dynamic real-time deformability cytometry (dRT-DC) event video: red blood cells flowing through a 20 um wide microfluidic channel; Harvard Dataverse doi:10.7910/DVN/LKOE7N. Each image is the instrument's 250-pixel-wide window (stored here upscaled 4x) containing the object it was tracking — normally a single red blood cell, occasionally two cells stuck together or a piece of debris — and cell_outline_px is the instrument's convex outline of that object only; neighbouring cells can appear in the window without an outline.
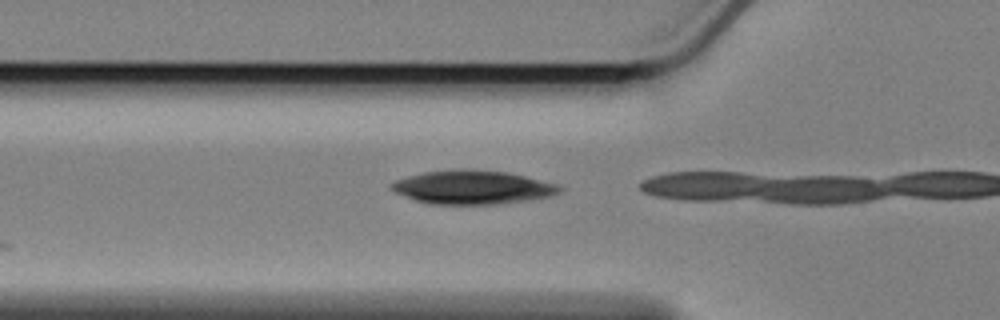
{"species": "Egyptian fruit bat (a non-hibernating species)", "species_latin": "Rousettus aegyptiacus", "temperature_condition": "cold", "stored_images_in_passage": 4, "camera_frame_rate_fps": 3000, "um_per_image_px": 0.085, "animal": {"sex": "female"}, "frame": {"image": 1, "passage_image": 2, "time_ms": 0.333, "image_size_px": [1000, 320], "cell_outline_px": [[564, 188], [560, 192], [548, 196], [528, 200], [500, 204], [428, 204], [416, 200], [396, 192], [388, 184], [396, 180], [408, 176], [424, 172], [460, 168], [472, 168], [508, 172], [560, 184]], "centroid_in_image_um": [40.2, 15.9], "position_along_channel_um": 85.6, "area_um2": 33.29}}